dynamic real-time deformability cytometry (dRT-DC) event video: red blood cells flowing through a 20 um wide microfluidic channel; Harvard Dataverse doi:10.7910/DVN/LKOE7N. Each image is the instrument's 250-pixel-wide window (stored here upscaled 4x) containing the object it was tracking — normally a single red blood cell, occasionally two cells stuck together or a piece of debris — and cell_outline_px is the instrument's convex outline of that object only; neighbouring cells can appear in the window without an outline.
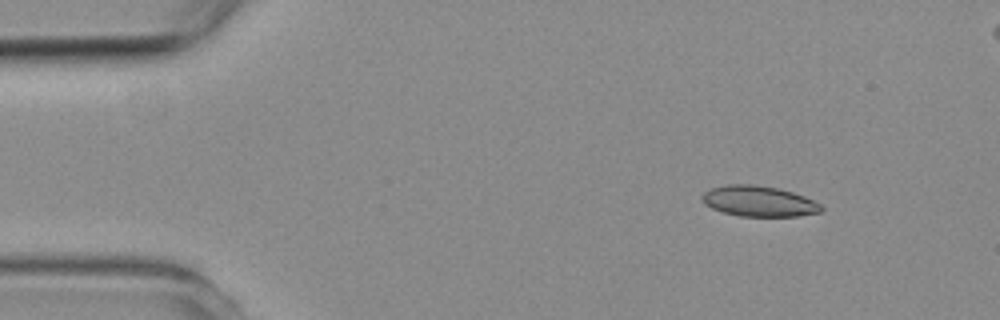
{"species": "common noctule bat (a hibernating species)", "species_latin": "Nyctalus noctula", "temperature_condition": "room temperature", "stored_images_in_passage": 4, "camera_frame_rate_fps": 3000, "um_per_image_px": 0.085, "animal": {"sex": "female", "body_mass_g": 19.3, "forearm_length_mm": 54.1}, "frame": {"image": 1, "passage_image": 2, "time_ms": 1.333, "image_size_px": [1000, 320], "cell_outline_px": [[824, 208], [820, 212], [796, 216], [740, 216], [724, 212], [712, 208], [704, 204], [700, 196], [704, 192], [712, 188], [728, 184], [756, 184], [780, 188], [804, 196], [820, 204]], "centroid_in_image_um": [64.49, 17.09], "position_along_channel_um": 20.5, "area_um2": 21.27}}